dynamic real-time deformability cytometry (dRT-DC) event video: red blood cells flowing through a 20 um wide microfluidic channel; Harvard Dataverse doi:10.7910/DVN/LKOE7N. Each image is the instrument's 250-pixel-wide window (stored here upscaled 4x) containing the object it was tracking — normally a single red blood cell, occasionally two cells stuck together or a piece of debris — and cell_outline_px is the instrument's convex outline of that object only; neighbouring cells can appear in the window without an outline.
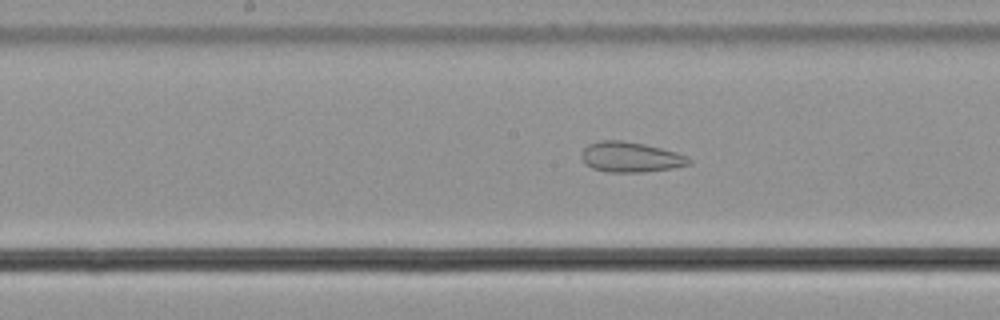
{"species": "common noctule bat (a hibernating species)", "species_latin": "Nyctalus noctula", "temperature_condition": "cold", "stored_images_in_passage": 52, "camera_frame_rate_fps": 3000, "um_per_image_px": 0.085, "animal": {"sex": "male", "body_mass_g": 21.5, "forearm_length_mm": 52.0}, "frame": {"image": 1, "passage_image": 24, "time_ms": 7.667, "image_size_px": [1000, 320], "cell_outline_px": [[692, 164], [672, 168], [644, 172], [608, 172], [592, 168], [584, 164], [580, 156], [584, 148], [588, 144], [600, 140], [620, 140], [644, 144], [676, 152], [692, 160]], "centroid_in_image_um": [53.56, 13.35], "position_along_channel_um": 194.6, "area_um2": 18.96}}
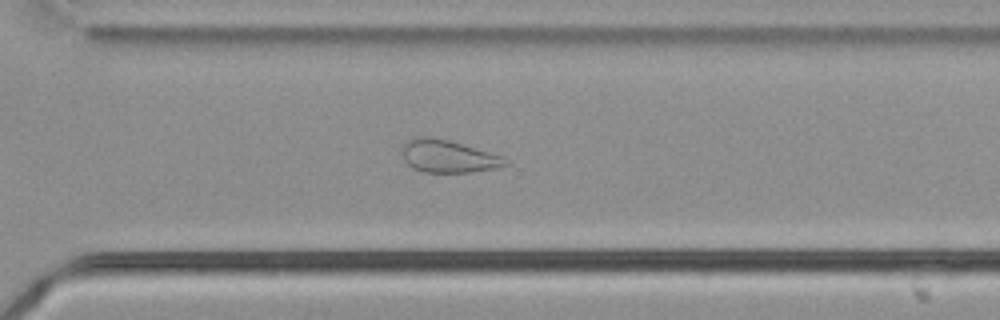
{"frame": {"image": 2, "passage_image": 35, "time_ms": 11.333, "image_size_px": [1000, 320], "cell_outline_px": [[512, 164], [500, 168], [472, 172], [424, 172], [412, 168], [404, 160], [404, 144], [408, 140], [420, 136], [428, 136], [448, 140], [504, 156], [512, 160]], "centroid_in_image_um": [38.21, 13.3], "position_along_channel_um": 332.4, "area_um2": 19.77}}
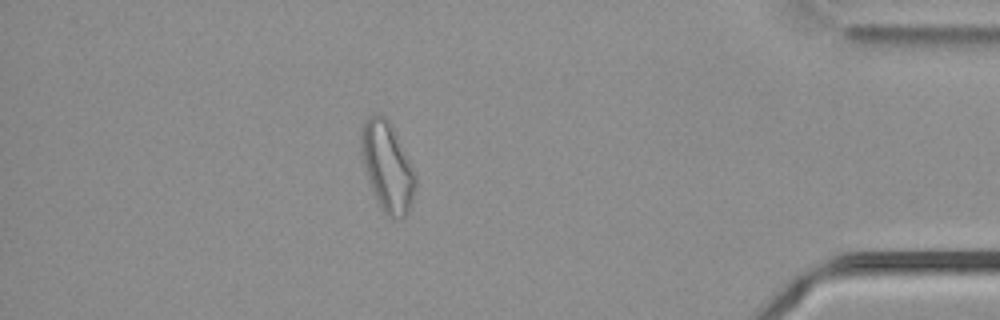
{"frame": {"image": 3, "passage_image": 44, "time_ms": 14.333, "image_size_px": [1000, 320], "cell_outline_px": [[416, 188], [412, 204], [408, 212], [400, 220], [392, 220], [380, 208], [376, 200], [368, 180], [360, 148], [360, 128], [368, 116], [376, 112], [384, 116], [392, 124], [416, 176]], "centroid_in_image_um": [32.91, 14.17], "position_along_channel_um": 402.3, "area_um2": 28.61}}